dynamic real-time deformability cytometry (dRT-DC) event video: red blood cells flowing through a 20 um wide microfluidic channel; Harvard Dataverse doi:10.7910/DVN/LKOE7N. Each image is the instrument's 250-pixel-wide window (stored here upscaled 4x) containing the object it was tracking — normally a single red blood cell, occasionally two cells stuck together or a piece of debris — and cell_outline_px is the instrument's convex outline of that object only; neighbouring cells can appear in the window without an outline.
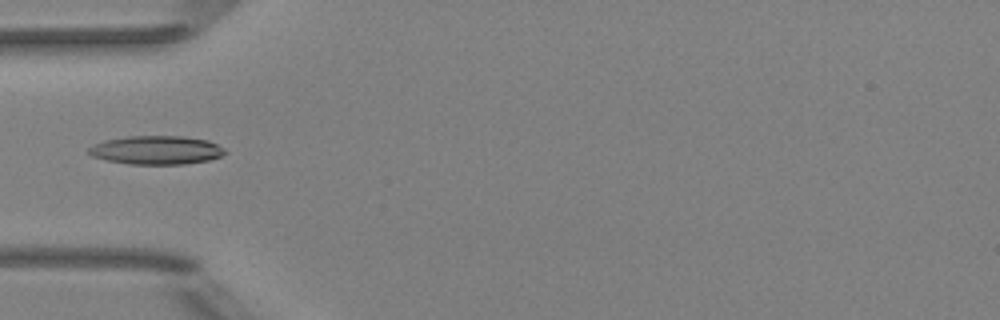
{"species": "Egyptian fruit bat (a non-hibernating species)", "species_latin": "Rousettus aegyptiacus", "temperature_condition": "room temperature", "stored_images_in_passage": 7, "camera_frame_rate_fps": 3000, "um_per_image_px": 0.085, "animal": {"sex": "female"}, "frame": {"image": 1, "passage_image": 6, "time_ms": 5.667, "image_size_px": [1000, 320], "cell_outline_px": [[228, 152], [220, 156], [208, 160], [184, 164], [128, 164], [108, 160], [92, 156], [88, 152], [88, 148], [92, 144], [104, 140], [128, 136], [184, 136], [208, 140], [224, 148]], "centroid_in_image_um": [13.28, 12.75], "position_along_channel_um": 71.7, "area_um2": 22.77}}
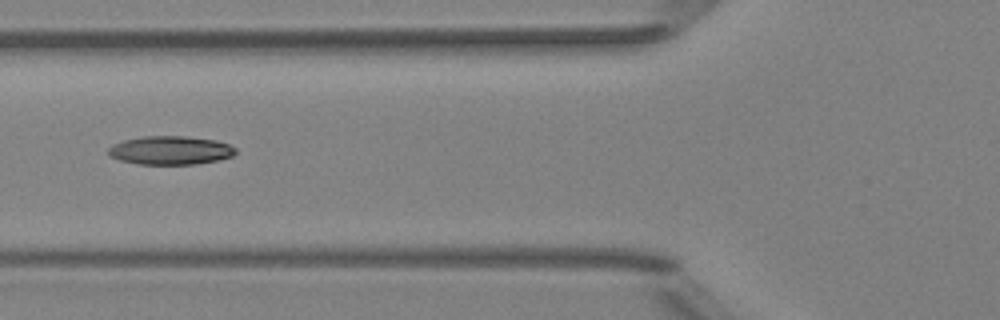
{"frame": {"image": 2, "passage_image": 7, "time_ms": 6.667, "image_size_px": [1000, 320], "cell_outline_px": [[236, 152], [232, 156], [216, 160], [196, 164], [140, 164], [120, 160], [108, 156], [108, 148], [112, 144], [124, 140], [144, 136], [184, 136], [216, 140], [228, 144], [236, 148]], "centroid_in_image_um": [14.46, 12.77], "position_along_channel_um": 111.3, "area_um2": 21.15}}